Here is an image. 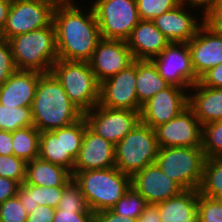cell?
I'll use <instances>...</instances> for the list:
<instances>
[{
    "instance_id": "39",
    "label": "cell",
    "mask_w": 222,
    "mask_h": 222,
    "mask_svg": "<svg viewBox=\"0 0 222 222\" xmlns=\"http://www.w3.org/2000/svg\"><path fill=\"white\" fill-rule=\"evenodd\" d=\"M53 222H95V213L55 209Z\"/></svg>"
},
{
    "instance_id": "1",
    "label": "cell",
    "mask_w": 222,
    "mask_h": 222,
    "mask_svg": "<svg viewBox=\"0 0 222 222\" xmlns=\"http://www.w3.org/2000/svg\"><path fill=\"white\" fill-rule=\"evenodd\" d=\"M84 12L83 6L54 10L58 59L89 61L102 39L92 5Z\"/></svg>"
},
{
    "instance_id": "33",
    "label": "cell",
    "mask_w": 222,
    "mask_h": 222,
    "mask_svg": "<svg viewBox=\"0 0 222 222\" xmlns=\"http://www.w3.org/2000/svg\"><path fill=\"white\" fill-rule=\"evenodd\" d=\"M56 209L69 211H91L79 184L73 177L64 186L61 199Z\"/></svg>"
},
{
    "instance_id": "43",
    "label": "cell",
    "mask_w": 222,
    "mask_h": 222,
    "mask_svg": "<svg viewBox=\"0 0 222 222\" xmlns=\"http://www.w3.org/2000/svg\"><path fill=\"white\" fill-rule=\"evenodd\" d=\"M19 183L13 179L0 176V204L17 195Z\"/></svg>"
},
{
    "instance_id": "30",
    "label": "cell",
    "mask_w": 222,
    "mask_h": 222,
    "mask_svg": "<svg viewBox=\"0 0 222 222\" xmlns=\"http://www.w3.org/2000/svg\"><path fill=\"white\" fill-rule=\"evenodd\" d=\"M29 126H34L31 108L0 104V130L13 132Z\"/></svg>"
},
{
    "instance_id": "50",
    "label": "cell",
    "mask_w": 222,
    "mask_h": 222,
    "mask_svg": "<svg viewBox=\"0 0 222 222\" xmlns=\"http://www.w3.org/2000/svg\"><path fill=\"white\" fill-rule=\"evenodd\" d=\"M216 199H217L220 203H222V193H221L220 195H218V196L216 197Z\"/></svg>"
},
{
    "instance_id": "19",
    "label": "cell",
    "mask_w": 222,
    "mask_h": 222,
    "mask_svg": "<svg viewBox=\"0 0 222 222\" xmlns=\"http://www.w3.org/2000/svg\"><path fill=\"white\" fill-rule=\"evenodd\" d=\"M131 186L140 193L148 204L166 201L184 189L168 177L155 163L146 166L131 177Z\"/></svg>"
},
{
    "instance_id": "9",
    "label": "cell",
    "mask_w": 222,
    "mask_h": 222,
    "mask_svg": "<svg viewBox=\"0 0 222 222\" xmlns=\"http://www.w3.org/2000/svg\"><path fill=\"white\" fill-rule=\"evenodd\" d=\"M101 37L126 41L140 18L136 0H93Z\"/></svg>"
},
{
    "instance_id": "41",
    "label": "cell",
    "mask_w": 222,
    "mask_h": 222,
    "mask_svg": "<svg viewBox=\"0 0 222 222\" xmlns=\"http://www.w3.org/2000/svg\"><path fill=\"white\" fill-rule=\"evenodd\" d=\"M205 21L213 29L222 32V0H218L206 13Z\"/></svg>"
},
{
    "instance_id": "13",
    "label": "cell",
    "mask_w": 222,
    "mask_h": 222,
    "mask_svg": "<svg viewBox=\"0 0 222 222\" xmlns=\"http://www.w3.org/2000/svg\"><path fill=\"white\" fill-rule=\"evenodd\" d=\"M137 60L100 83L98 105L140 112L136 93Z\"/></svg>"
},
{
    "instance_id": "25",
    "label": "cell",
    "mask_w": 222,
    "mask_h": 222,
    "mask_svg": "<svg viewBox=\"0 0 222 222\" xmlns=\"http://www.w3.org/2000/svg\"><path fill=\"white\" fill-rule=\"evenodd\" d=\"M72 177V173L64 167L38 157L27 162L24 183L41 187H64Z\"/></svg>"
},
{
    "instance_id": "23",
    "label": "cell",
    "mask_w": 222,
    "mask_h": 222,
    "mask_svg": "<svg viewBox=\"0 0 222 222\" xmlns=\"http://www.w3.org/2000/svg\"><path fill=\"white\" fill-rule=\"evenodd\" d=\"M188 107L202 126L222 120V88L207 87L197 82L188 91Z\"/></svg>"
},
{
    "instance_id": "47",
    "label": "cell",
    "mask_w": 222,
    "mask_h": 222,
    "mask_svg": "<svg viewBox=\"0 0 222 222\" xmlns=\"http://www.w3.org/2000/svg\"><path fill=\"white\" fill-rule=\"evenodd\" d=\"M45 4L50 6L53 10L60 9V8H71L77 7L75 0H42Z\"/></svg>"
},
{
    "instance_id": "10",
    "label": "cell",
    "mask_w": 222,
    "mask_h": 222,
    "mask_svg": "<svg viewBox=\"0 0 222 222\" xmlns=\"http://www.w3.org/2000/svg\"><path fill=\"white\" fill-rule=\"evenodd\" d=\"M54 10L42 0H12L0 39L10 38L50 26Z\"/></svg>"
},
{
    "instance_id": "21",
    "label": "cell",
    "mask_w": 222,
    "mask_h": 222,
    "mask_svg": "<svg viewBox=\"0 0 222 222\" xmlns=\"http://www.w3.org/2000/svg\"><path fill=\"white\" fill-rule=\"evenodd\" d=\"M43 74L34 70H16L0 86V104L31 108L37 83Z\"/></svg>"
},
{
    "instance_id": "4",
    "label": "cell",
    "mask_w": 222,
    "mask_h": 222,
    "mask_svg": "<svg viewBox=\"0 0 222 222\" xmlns=\"http://www.w3.org/2000/svg\"><path fill=\"white\" fill-rule=\"evenodd\" d=\"M8 41L17 70L50 73L52 65L58 60L53 23L38 30L16 35Z\"/></svg>"
},
{
    "instance_id": "40",
    "label": "cell",
    "mask_w": 222,
    "mask_h": 222,
    "mask_svg": "<svg viewBox=\"0 0 222 222\" xmlns=\"http://www.w3.org/2000/svg\"><path fill=\"white\" fill-rule=\"evenodd\" d=\"M198 82L203 86L222 88V63L208 70Z\"/></svg>"
},
{
    "instance_id": "48",
    "label": "cell",
    "mask_w": 222,
    "mask_h": 222,
    "mask_svg": "<svg viewBox=\"0 0 222 222\" xmlns=\"http://www.w3.org/2000/svg\"><path fill=\"white\" fill-rule=\"evenodd\" d=\"M183 2L188 3L189 5L196 7V11L203 10L206 13L218 0H182ZM201 8V9H200Z\"/></svg>"
},
{
    "instance_id": "27",
    "label": "cell",
    "mask_w": 222,
    "mask_h": 222,
    "mask_svg": "<svg viewBox=\"0 0 222 222\" xmlns=\"http://www.w3.org/2000/svg\"><path fill=\"white\" fill-rule=\"evenodd\" d=\"M136 81L137 99L141 106L169 86L151 60H137Z\"/></svg>"
},
{
    "instance_id": "6",
    "label": "cell",
    "mask_w": 222,
    "mask_h": 222,
    "mask_svg": "<svg viewBox=\"0 0 222 222\" xmlns=\"http://www.w3.org/2000/svg\"><path fill=\"white\" fill-rule=\"evenodd\" d=\"M158 150L155 129L139 122L115 145V167L132 177L156 162Z\"/></svg>"
},
{
    "instance_id": "35",
    "label": "cell",
    "mask_w": 222,
    "mask_h": 222,
    "mask_svg": "<svg viewBox=\"0 0 222 222\" xmlns=\"http://www.w3.org/2000/svg\"><path fill=\"white\" fill-rule=\"evenodd\" d=\"M27 162L14 154L0 155V176L8 179H13L19 184L26 180Z\"/></svg>"
},
{
    "instance_id": "15",
    "label": "cell",
    "mask_w": 222,
    "mask_h": 222,
    "mask_svg": "<svg viewBox=\"0 0 222 222\" xmlns=\"http://www.w3.org/2000/svg\"><path fill=\"white\" fill-rule=\"evenodd\" d=\"M155 133L159 147L202 146V125L189 107L156 127Z\"/></svg>"
},
{
    "instance_id": "3",
    "label": "cell",
    "mask_w": 222,
    "mask_h": 222,
    "mask_svg": "<svg viewBox=\"0 0 222 222\" xmlns=\"http://www.w3.org/2000/svg\"><path fill=\"white\" fill-rule=\"evenodd\" d=\"M91 211L111 209L131 188V176L116 167L73 171Z\"/></svg>"
},
{
    "instance_id": "11",
    "label": "cell",
    "mask_w": 222,
    "mask_h": 222,
    "mask_svg": "<svg viewBox=\"0 0 222 222\" xmlns=\"http://www.w3.org/2000/svg\"><path fill=\"white\" fill-rule=\"evenodd\" d=\"M151 61L160 76L171 86L188 90L199 81L192 66L191 53L187 43L170 42Z\"/></svg>"
},
{
    "instance_id": "49",
    "label": "cell",
    "mask_w": 222,
    "mask_h": 222,
    "mask_svg": "<svg viewBox=\"0 0 222 222\" xmlns=\"http://www.w3.org/2000/svg\"><path fill=\"white\" fill-rule=\"evenodd\" d=\"M11 2L12 0H0V33L6 24Z\"/></svg>"
},
{
    "instance_id": "22",
    "label": "cell",
    "mask_w": 222,
    "mask_h": 222,
    "mask_svg": "<svg viewBox=\"0 0 222 222\" xmlns=\"http://www.w3.org/2000/svg\"><path fill=\"white\" fill-rule=\"evenodd\" d=\"M134 60H151L170 43L153 21L140 20L126 40Z\"/></svg>"
},
{
    "instance_id": "2",
    "label": "cell",
    "mask_w": 222,
    "mask_h": 222,
    "mask_svg": "<svg viewBox=\"0 0 222 222\" xmlns=\"http://www.w3.org/2000/svg\"><path fill=\"white\" fill-rule=\"evenodd\" d=\"M31 113L33 124L40 132L68 126L83 116L51 73H44L39 78Z\"/></svg>"
},
{
    "instance_id": "20",
    "label": "cell",
    "mask_w": 222,
    "mask_h": 222,
    "mask_svg": "<svg viewBox=\"0 0 222 222\" xmlns=\"http://www.w3.org/2000/svg\"><path fill=\"white\" fill-rule=\"evenodd\" d=\"M111 167H115V145L86 126L73 171L107 169Z\"/></svg>"
},
{
    "instance_id": "17",
    "label": "cell",
    "mask_w": 222,
    "mask_h": 222,
    "mask_svg": "<svg viewBox=\"0 0 222 222\" xmlns=\"http://www.w3.org/2000/svg\"><path fill=\"white\" fill-rule=\"evenodd\" d=\"M134 61L124 40L101 39L88 61L99 83L126 68Z\"/></svg>"
},
{
    "instance_id": "29",
    "label": "cell",
    "mask_w": 222,
    "mask_h": 222,
    "mask_svg": "<svg viewBox=\"0 0 222 222\" xmlns=\"http://www.w3.org/2000/svg\"><path fill=\"white\" fill-rule=\"evenodd\" d=\"M199 193L216 198L222 193V156L206 158Z\"/></svg>"
},
{
    "instance_id": "24",
    "label": "cell",
    "mask_w": 222,
    "mask_h": 222,
    "mask_svg": "<svg viewBox=\"0 0 222 222\" xmlns=\"http://www.w3.org/2000/svg\"><path fill=\"white\" fill-rule=\"evenodd\" d=\"M198 192L183 190L166 201L156 203L162 222H198Z\"/></svg>"
},
{
    "instance_id": "44",
    "label": "cell",
    "mask_w": 222,
    "mask_h": 222,
    "mask_svg": "<svg viewBox=\"0 0 222 222\" xmlns=\"http://www.w3.org/2000/svg\"><path fill=\"white\" fill-rule=\"evenodd\" d=\"M95 222H137V219L116 214L111 209L95 213Z\"/></svg>"
},
{
    "instance_id": "8",
    "label": "cell",
    "mask_w": 222,
    "mask_h": 222,
    "mask_svg": "<svg viewBox=\"0 0 222 222\" xmlns=\"http://www.w3.org/2000/svg\"><path fill=\"white\" fill-rule=\"evenodd\" d=\"M87 122L82 116L78 121L47 132H40L39 158L64 167L73 173Z\"/></svg>"
},
{
    "instance_id": "46",
    "label": "cell",
    "mask_w": 222,
    "mask_h": 222,
    "mask_svg": "<svg viewBox=\"0 0 222 222\" xmlns=\"http://www.w3.org/2000/svg\"><path fill=\"white\" fill-rule=\"evenodd\" d=\"M12 132L0 130V155H13Z\"/></svg>"
},
{
    "instance_id": "45",
    "label": "cell",
    "mask_w": 222,
    "mask_h": 222,
    "mask_svg": "<svg viewBox=\"0 0 222 222\" xmlns=\"http://www.w3.org/2000/svg\"><path fill=\"white\" fill-rule=\"evenodd\" d=\"M137 222H162L157 206L155 204H148L137 218Z\"/></svg>"
},
{
    "instance_id": "7",
    "label": "cell",
    "mask_w": 222,
    "mask_h": 222,
    "mask_svg": "<svg viewBox=\"0 0 222 222\" xmlns=\"http://www.w3.org/2000/svg\"><path fill=\"white\" fill-rule=\"evenodd\" d=\"M206 161L202 147H159L156 164L184 190H198Z\"/></svg>"
},
{
    "instance_id": "42",
    "label": "cell",
    "mask_w": 222,
    "mask_h": 222,
    "mask_svg": "<svg viewBox=\"0 0 222 222\" xmlns=\"http://www.w3.org/2000/svg\"><path fill=\"white\" fill-rule=\"evenodd\" d=\"M55 209L50 206H38L28 214L26 222H53Z\"/></svg>"
},
{
    "instance_id": "14",
    "label": "cell",
    "mask_w": 222,
    "mask_h": 222,
    "mask_svg": "<svg viewBox=\"0 0 222 222\" xmlns=\"http://www.w3.org/2000/svg\"><path fill=\"white\" fill-rule=\"evenodd\" d=\"M188 91L171 85L161 90L142 105L140 122L155 129L178 116L188 107Z\"/></svg>"
},
{
    "instance_id": "16",
    "label": "cell",
    "mask_w": 222,
    "mask_h": 222,
    "mask_svg": "<svg viewBox=\"0 0 222 222\" xmlns=\"http://www.w3.org/2000/svg\"><path fill=\"white\" fill-rule=\"evenodd\" d=\"M189 8L196 9V7L182 1L174 9L165 12L152 20L158 30L169 42L188 43L197 35L200 27L206 22L205 13L203 11L201 13L202 18L200 16L198 19L193 15L192 11L191 13H188Z\"/></svg>"
},
{
    "instance_id": "28",
    "label": "cell",
    "mask_w": 222,
    "mask_h": 222,
    "mask_svg": "<svg viewBox=\"0 0 222 222\" xmlns=\"http://www.w3.org/2000/svg\"><path fill=\"white\" fill-rule=\"evenodd\" d=\"M40 131L35 126L12 132V148L16 157L31 161L39 156Z\"/></svg>"
},
{
    "instance_id": "37",
    "label": "cell",
    "mask_w": 222,
    "mask_h": 222,
    "mask_svg": "<svg viewBox=\"0 0 222 222\" xmlns=\"http://www.w3.org/2000/svg\"><path fill=\"white\" fill-rule=\"evenodd\" d=\"M27 216L17 195L0 204V222H26Z\"/></svg>"
},
{
    "instance_id": "32",
    "label": "cell",
    "mask_w": 222,
    "mask_h": 222,
    "mask_svg": "<svg viewBox=\"0 0 222 222\" xmlns=\"http://www.w3.org/2000/svg\"><path fill=\"white\" fill-rule=\"evenodd\" d=\"M148 205L145 198L132 186L124 196L111 208L116 214L137 219Z\"/></svg>"
},
{
    "instance_id": "12",
    "label": "cell",
    "mask_w": 222,
    "mask_h": 222,
    "mask_svg": "<svg viewBox=\"0 0 222 222\" xmlns=\"http://www.w3.org/2000/svg\"><path fill=\"white\" fill-rule=\"evenodd\" d=\"M83 116L94 133L114 145L140 122V112L106 108L98 104Z\"/></svg>"
},
{
    "instance_id": "18",
    "label": "cell",
    "mask_w": 222,
    "mask_h": 222,
    "mask_svg": "<svg viewBox=\"0 0 222 222\" xmlns=\"http://www.w3.org/2000/svg\"><path fill=\"white\" fill-rule=\"evenodd\" d=\"M187 44L198 79L222 63V32L213 29L208 23L205 22Z\"/></svg>"
},
{
    "instance_id": "31",
    "label": "cell",
    "mask_w": 222,
    "mask_h": 222,
    "mask_svg": "<svg viewBox=\"0 0 222 222\" xmlns=\"http://www.w3.org/2000/svg\"><path fill=\"white\" fill-rule=\"evenodd\" d=\"M202 149L206 158L222 156V120L202 126Z\"/></svg>"
},
{
    "instance_id": "26",
    "label": "cell",
    "mask_w": 222,
    "mask_h": 222,
    "mask_svg": "<svg viewBox=\"0 0 222 222\" xmlns=\"http://www.w3.org/2000/svg\"><path fill=\"white\" fill-rule=\"evenodd\" d=\"M64 187H41L33 184L22 183L19 185L17 196L28 214L38 206L57 208Z\"/></svg>"
},
{
    "instance_id": "36",
    "label": "cell",
    "mask_w": 222,
    "mask_h": 222,
    "mask_svg": "<svg viewBox=\"0 0 222 222\" xmlns=\"http://www.w3.org/2000/svg\"><path fill=\"white\" fill-rule=\"evenodd\" d=\"M198 222H222V203L198 192Z\"/></svg>"
},
{
    "instance_id": "38",
    "label": "cell",
    "mask_w": 222,
    "mask_h": 222,
    "mask_svg": "<svg viewBox=\"0 0 222 222\" xmlns=\"http://www.w3.org/2000/svg\"><path fill=\"white\" fill-rule=\"evenodd\" d=\"M17 70L11 45L8 40L0 39V86Z\"/></svg>"
},
{
    "instance_id": "34",
    "label": "cell",
    "mask_w": 222,
    "mask_h": 222,
    "mask_svg": "<svg viewBox=\"0 0 222 222\" xmlns=\"http://www.w3.org/2000/svg\"><path fill=\"white\" fill-rule=\"evenodd\" d=\"M182 0H136L140 20L152 21L178 6Z\"/></svg>"
},
{
    "instance_id": "5",
    "label": "cell",
    "mask_w": 222,
    "mask_h": 222,
    "mask_svg": "<svg viewBox=\"0 0 222 222\" xmlns=\"http://www.w3.org/2000/svg\"><path fill=\"white\" fill-rule=\"evenodd\" d=\"M50 73L62 85L68 98L83 114L99 102L100 83L88 61L58 59Z\"/></svg>"
}]
</instances>
